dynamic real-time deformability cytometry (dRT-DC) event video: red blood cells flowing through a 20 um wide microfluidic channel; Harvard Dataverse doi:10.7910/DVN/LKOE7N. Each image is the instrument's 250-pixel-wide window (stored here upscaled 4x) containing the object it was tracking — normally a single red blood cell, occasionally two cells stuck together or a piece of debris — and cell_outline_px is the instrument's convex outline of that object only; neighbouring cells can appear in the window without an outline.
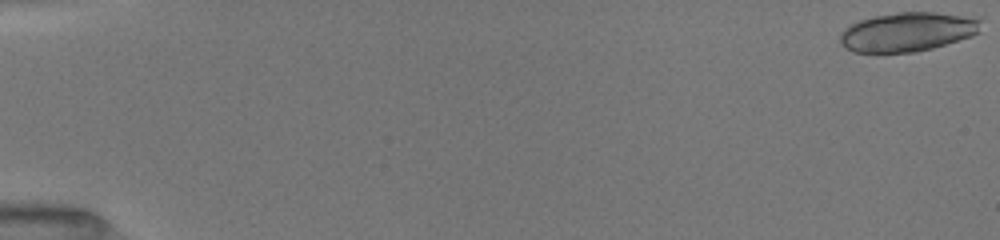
{"species": "common noctule bat (a hibernating species)", "species_latin": "Nyctalus noctula", "temperature_condition": "room temperature", "stored_images_in_passage": 36, "camera_frame_rate_fps": 3000, "um_per_image_px": 0.085, "animal": {"sex": "female", "body_mass_g": 19.5, "forearm_length_mm": 54.1}, "frame": {"image": 1, "passage_image": 1, "time_ms": 0.0, "image_size_px": [1000, 240], "cell_outline_px": [[980, 32], [972, 36], [932, 48], [916, 52], [852, 52], [840, 44], [840, 32], [844, 28], [860, 20], [876, 16], [900, 12], [936, 12], [960, 16], [980, 20]], "centroid_in_image_um": [77.1, 2.72], "position_along_channel_um": 7.9, "area_um2": 31.79}}